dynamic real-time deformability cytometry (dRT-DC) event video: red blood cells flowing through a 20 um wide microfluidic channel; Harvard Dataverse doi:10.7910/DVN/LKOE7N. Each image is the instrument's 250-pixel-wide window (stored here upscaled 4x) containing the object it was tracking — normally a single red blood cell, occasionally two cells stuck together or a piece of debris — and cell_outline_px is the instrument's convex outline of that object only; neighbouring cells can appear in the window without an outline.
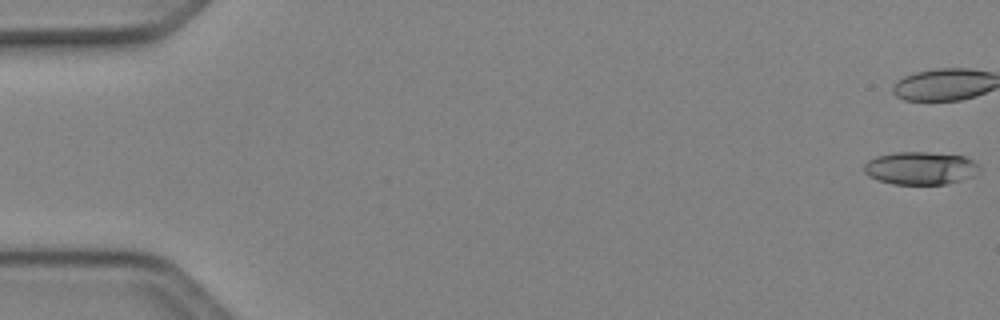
{"species": "Egyptian fruit bat (a non-hibernating species)", "species_latin": "Rousettus aegyptiacus", "temperature_condition": "cold", "stored_images_in_passage": 40, "camera_frame_rate_fps": 3000, "um_per_image_px": 0.085, "animal": {"sex": "female"}, "frame": {"image": 1, "passage_image": 1, "time_ms": 0.0, "image_size_px": [1000, 320], "cell_outline_px": [[980, 172], [972, 176], [960, 180], [944, 184], [892, 184], [868, 176], [864, 172], [864, 164], [868, 160], [876, 156], [896, 152], [928, 152], [964, 156], [972, 160], [980, 168]], "centroid_in_image_um": [78.22, 14.29], "position_along_channel_um": 6.8, "area_um2": 22.02}, "authors_computed_cell_mechanics": {"area_um2": 22.9755, "velocity_mm_per_s": 4.1524, "shape_relaxation_time_tau1_ms": 5.576, "shape_relaxation_time_tau2_ms": null, "deformation_change_tau1": 0.1726, "deformation_change_tau2": null}}